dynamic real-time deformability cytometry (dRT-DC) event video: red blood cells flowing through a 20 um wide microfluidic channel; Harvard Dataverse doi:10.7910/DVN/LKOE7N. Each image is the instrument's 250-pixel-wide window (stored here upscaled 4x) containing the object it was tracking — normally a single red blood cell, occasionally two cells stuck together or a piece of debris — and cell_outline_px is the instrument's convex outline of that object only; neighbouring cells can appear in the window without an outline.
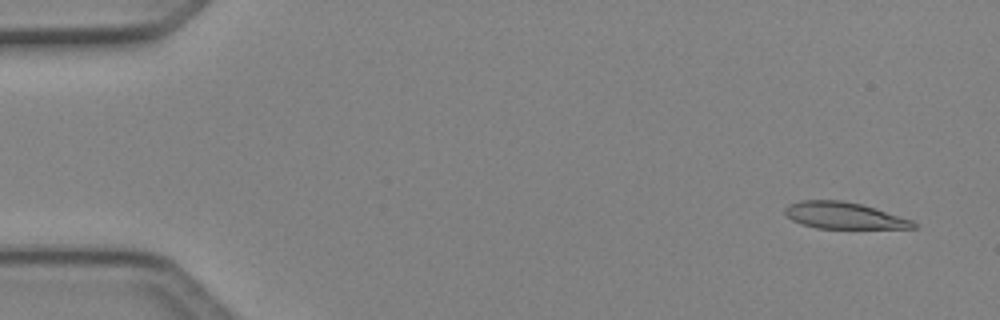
{"species": "Egyptian fruit bat (a non-hibernating species)", "species_latin": "Rousettus aegyptiacus", "temperature_condition": "cold", "stored_images_in_passage": 4, "camera_frame_rate_fps": 3000, "um_per_image_px": 0.085, "animal": {"sex": "female"}, "frame": {"image": 1, "passage_image": 1, "time_ms": 0.0, "image_size_px": [1000, 320], "cell_outline_px": [[916, 228], [816, 228], [800, 224], [792, 220], [784, 212], [784, 208], [788, 204], [800, 200], [840, 200], [860, 204], [876, 208], [912, 220], [916, 224]], "centroid_in_image_um": [71.69, 18.31], "position_along_channel_um": 13.3, "area_um2": 19.83}}
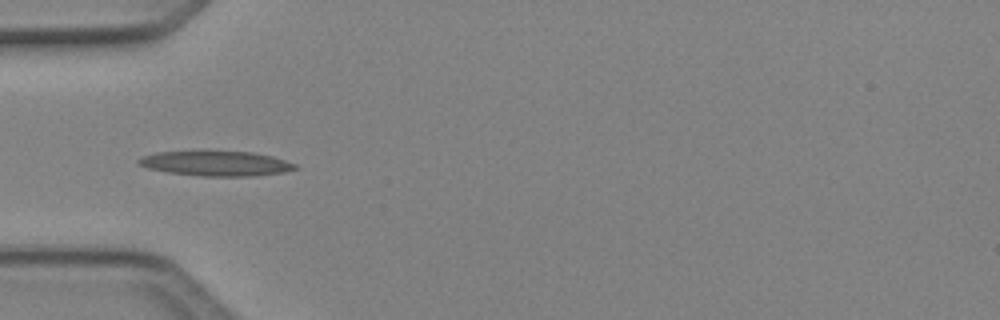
{"frame": {"image": 2, "passage_image": 4, "time_ms": 1.0, "image_size_px": [1000, 320], "cell_outline_px": [[300, 168], [284, 172], [252, 176], [204, 176], [168, 172], [148, 168], [136, 164], [136, 160], [144, 156], [156, 152], [252, 152], [272, 156], [296, 164]], "centroid_in_image_um": [18.38, 13.9], "position_along_channel_um": 66.6, "area_um2": 22.43}}